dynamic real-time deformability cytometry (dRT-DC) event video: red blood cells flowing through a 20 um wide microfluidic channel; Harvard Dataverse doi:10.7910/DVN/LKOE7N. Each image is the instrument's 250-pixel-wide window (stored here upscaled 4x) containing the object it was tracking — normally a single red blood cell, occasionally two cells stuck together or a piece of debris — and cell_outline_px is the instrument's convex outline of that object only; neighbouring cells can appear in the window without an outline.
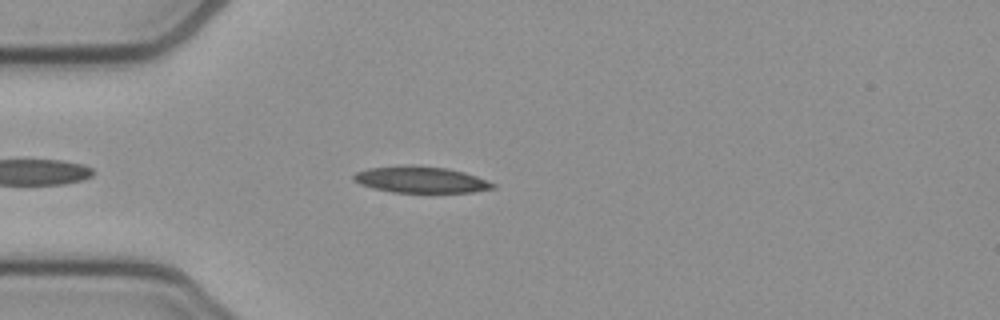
{"species": "common noctule bat (a hibernating species)", "species_latin": "Nyctalus noctula", "temperature_condition": "cold", "stored_images_in_passage": 40, "camera_frame_rate_fps": 3000, "um_per_image_px": 0.085, "animal": {"sex": "female", "body_mass_g": 21.9}, "frame": {"image": 1, "passage_image": 1, "time_ms": 0.0, "image_size_px": [1000, 320], "cell_outline_px": [[496, 188], [472, 192], [392, 192], [372, 188], [360, 184], [352, 180], [352, 176], [356, 172], [368, 168], [448, 168], [464, 172], [476, 176], [496, 184]], "centroid_in_image_um": [35.8, 15.32], "position_along_channel_um": 49.2, "area_um2": 20.4}}
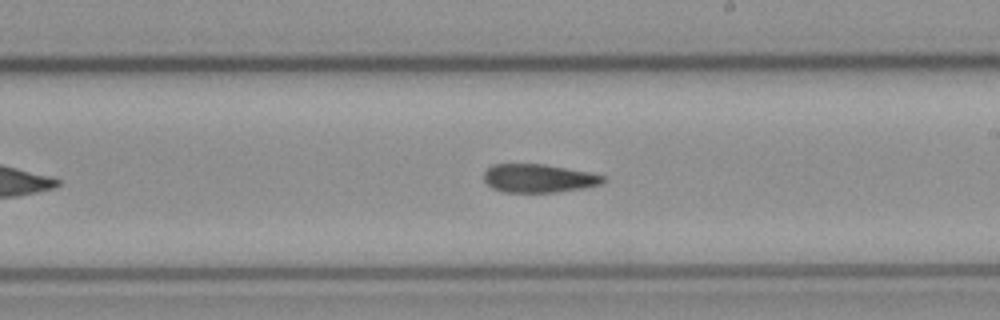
{"frame": {"image": 2, "passage_image": 17, "time_ms": 5.333, "image_size_px": [1000, 320], "cell_outline_px": [[608, 180], [600, 184], [584, 188], [556, 192], [504, 192], [492, 188], [484, 180], [484, 172], [492, 164], [544, 164], [588, 172], [608, 176]], "centroid_in_image_um": [45.81, 15.15], "position_along_channel_um": 243.2, "area_um2": 19.83}}
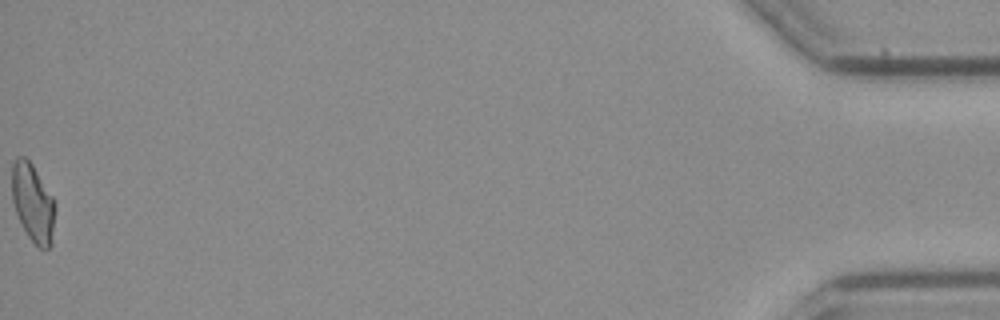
{"frame": {"image": 3, "passage_image": 40, "time_ms": 13.0, "image_size_px": [1000, 320], "cell_outline_px": [[56, 204], [52, 244], [48, 248], [40, 248], [28, 236], [16, 212], [12, 200], [12, 164], [16, 156], [24, 156], [32, 164], [52, 196]], "centroid_in_image_um": [2.8, 17.22], "position_along_channel_um": 432.4, "area_um2": 19.59}, "authors_computed_cell_mechanics": {"area_um2": 20.2878, "velocity_mm_per_s": 3.856, "shape_relaxation_time_tau1_ms": 9.1527, "shape_relaxation_time_tau2_ms": 6.7843, "deformation_change_tau1": 0.2258, "deformation_change_tau2": 0.1779}}